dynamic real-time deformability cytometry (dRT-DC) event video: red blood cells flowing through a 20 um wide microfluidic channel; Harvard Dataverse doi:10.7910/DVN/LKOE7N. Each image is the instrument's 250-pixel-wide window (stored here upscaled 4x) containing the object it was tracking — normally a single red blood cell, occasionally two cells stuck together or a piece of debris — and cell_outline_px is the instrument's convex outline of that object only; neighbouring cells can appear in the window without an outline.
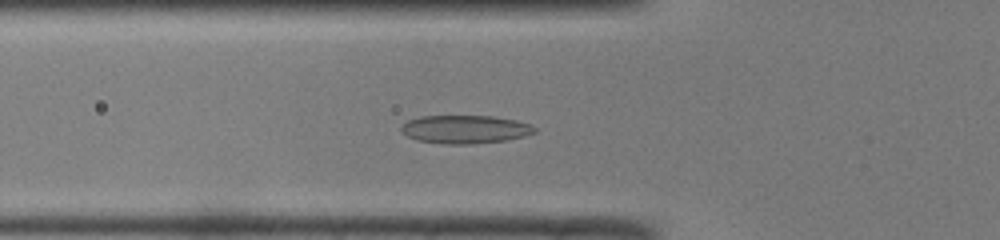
{"species": "common noctule bat (a hibernating species)", "species_latin": "Nyctalus noctula", "temperature_condition": "room temperature", "stored_images_in_passage": 46, "camera_frame_rate_fps": 3000, "um_per_image_px": 0.085, "animal": {"sex": "male", "body_mass_g": 19.0, "forearm_length_mm": 50.8}, "frame": {"image": 1, "passage_image": 14, "time_ms": 4.333, "image_size_px": [1000, 240], "cell_outline_px": [[536, 132], [524, 136], [508, 140], [472, 144], [444, 144], [416, 140], [400, 132], [400, 128], [408, 120], [420, 116], [492, 116], [516, 120], [532, 124], [536, 128]], "centroid_in_image_um": [39.54, 10.99], "position_along_channel_um": 86.3, "area_um2": 22.14}}
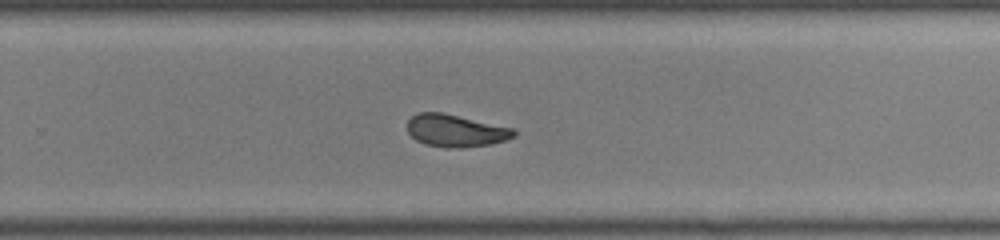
{"frame": {"image": 2, "passage_image": 29, "time_ms": 9.333, "image_size_px": [1000, 240], "cell_outline_px": [[516, 136], [504, 140], [488, 144], [460, 148], [448, 148], [424, 144], [416, 140], [408, 132], [408, 120], [416, 112], [440, 112], [512, 128], [516, 132]], "centroid_in_image_um": [38.69, 11.11], "position_along_channel_um": 291.1, "area_um2": 19.83}}
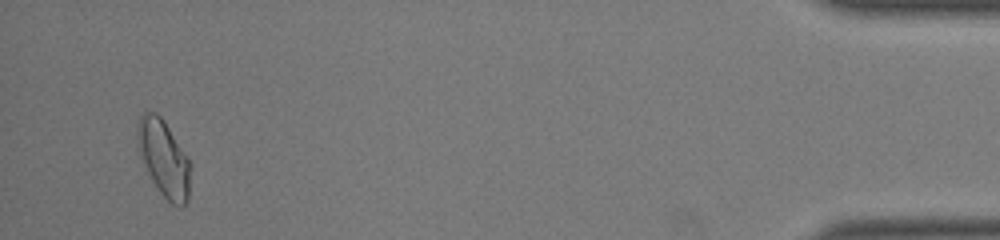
{"frame": {"image": 3, "passage_image": 44, "time_ms": 14.333, "image_size_px": [1000, 240], "cell_outline_px": [[188, 200], [184, 204], [172, 204], [160, 192], [152, 180], [144, 164], [136, 140], [136, 136], [140, 116], [144, 112], [156, 112], [164, 120], [188, 160]], "centroid_in_image_um": [13.87, 13.41], "position_along_channel_um": 421.3, "area_um2": 22.54}, "authors_computed_cell_mechanics": {"area_um2": 21.2415, "velocity_mm_per_s": 4.0957, "shape_relaxation_time_tau1_ms": 7.9454, "shape_relaxation_time_tau2_ms": 1.6082, "deformation_change_tau1": 0.1959, "deformation_change_tau2": 0.073}}